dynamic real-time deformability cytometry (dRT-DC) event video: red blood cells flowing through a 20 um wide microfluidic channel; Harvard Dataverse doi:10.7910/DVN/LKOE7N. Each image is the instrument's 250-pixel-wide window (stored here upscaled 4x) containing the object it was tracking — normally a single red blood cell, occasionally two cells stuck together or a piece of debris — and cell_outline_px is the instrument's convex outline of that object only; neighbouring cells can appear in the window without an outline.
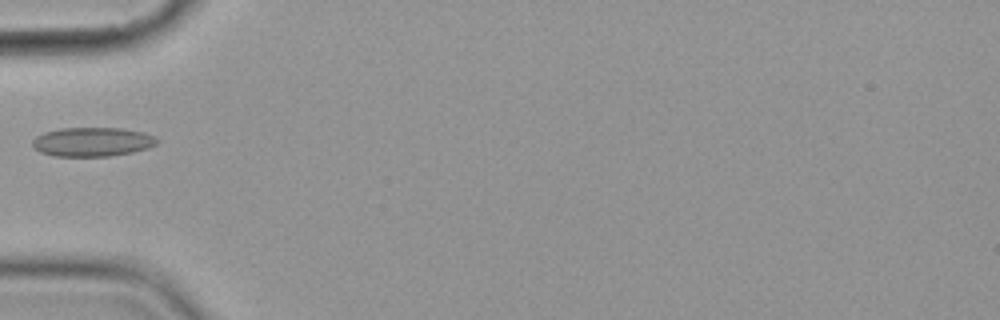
{"species": "common noctule bat (a hibernating species)", "species_latin": "Nyctalus noctula", "temperature_condition": "cold", "stored_images_in_passage": 2, "camera_frame_rate_fps": 3000, "um_per_image_px": 0.085, "animal": {"sex": "female", "body_mass_g": 19.9}, "frame": {"image": 1, "passage_image": 2, "time_ms": 1.333, "image_size_px": [1000, 320], "cell_outline_px": [[160, 140], [156, 144], [148, 148], [132, 152], [108, 156], [56, 156], [40, 152], [32, 148], [32, 140], [36, 136], [44, 132], [60, 128], [120, 128], [144, 132]], "centroid_in_image_um": [7.82, 12.05], "position_along_channel_um": 77.2, "area_um2": 21.15}}